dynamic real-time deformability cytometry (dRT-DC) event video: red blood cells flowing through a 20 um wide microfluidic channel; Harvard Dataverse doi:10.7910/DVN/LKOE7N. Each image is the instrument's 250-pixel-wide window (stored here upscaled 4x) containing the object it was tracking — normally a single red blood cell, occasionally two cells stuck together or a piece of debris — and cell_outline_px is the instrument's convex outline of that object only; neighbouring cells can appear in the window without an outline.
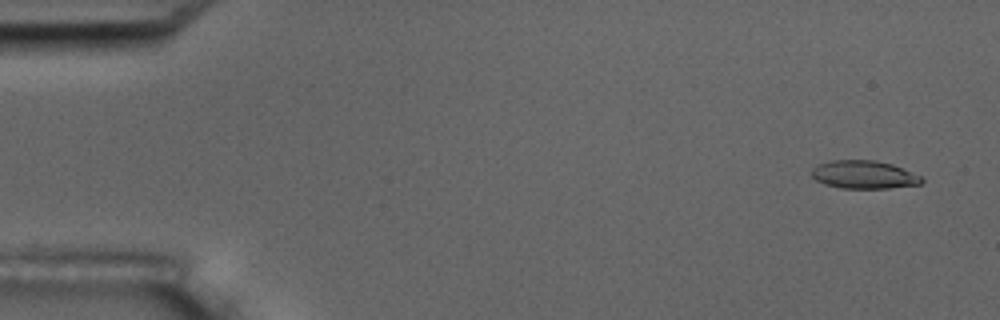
{"species": "common noctule bat (a hibernating species)", "species_latin": "Nyctalus noctula", "temperature_condition": "room temperature", "stored_images_in_passage": 5, "camera_frame_rate_fps": 3000, "um_per_image_px": 0.085, "animal": {"sex": "male", "body_mass_g": 17.5, "forearm_length_mm": 52.3}, "frame": {"image": 1, "passage_image": 1, "time_ms": 0.0, "image_size_px": [1000, 320], "cell_outline_px": [[924, 180], [920, 184], [888, 188], [840, 188], [824, 184], [816, 180], [812, 176], [812, 168], [820, 164], [832, 160], [876, 160], [892, 164], [920, 176]], "centroid_in_image_um": [73.42, 14.84], "position_along_channel_um": 11.6, "area_um2": 17.86}}
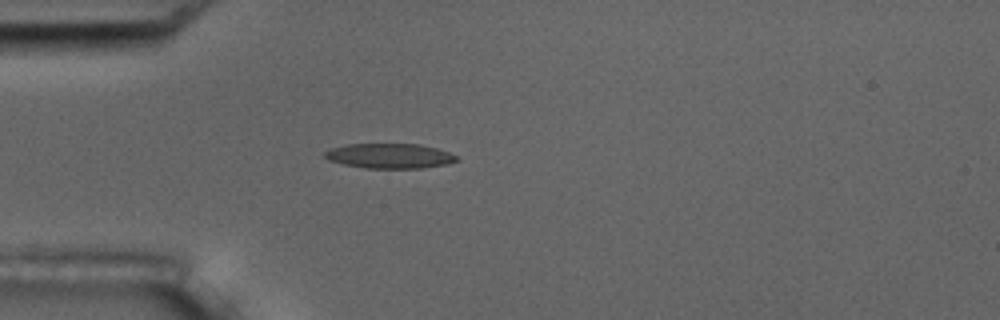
{"frame": {"image": 2, "passage_image": 5, "time_ms": 4.333, "image_size_px": [1000, 320], "cell_outline_px": [[460, 160], [448, 164], [420, 168], [364, 168], [344, 164], [328, 160], [324, 156], [324, 152], [332, 148], [344, 144], [420, 144], [436, 148], [448, 152], [456, 156]], "centroid_in_image_um": [33.12, 13.25], "position_along_channel_um": 51.9, "area_um2": 19.13}}